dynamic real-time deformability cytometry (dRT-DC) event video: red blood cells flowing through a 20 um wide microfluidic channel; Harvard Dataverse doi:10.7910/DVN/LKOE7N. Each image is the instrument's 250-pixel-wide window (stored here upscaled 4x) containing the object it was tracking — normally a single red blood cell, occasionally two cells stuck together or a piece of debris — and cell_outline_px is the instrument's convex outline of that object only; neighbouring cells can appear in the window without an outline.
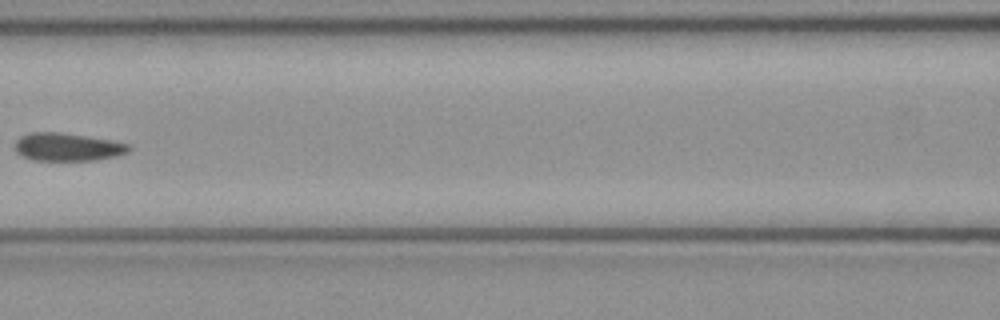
{"species": "common noctule bat (a hibernating species)", "species_latin": "Nyctalus noctula", "temperature_condition": "cold", "stored_images_in_passage": 5, "camera_frame_rate_fps": 3000, "um_per_image_px": 0.085, "animal": {"sex": "female", "body_mass_g": 21.9}, "frame": {"image": 1, "passage_image": 5, "time_ms": 1.333, "image_size_px": [1000, 320], "cell_outline_px": [[132, 148], [128, 152], [116, 156], [96, 160], [32, 160], [16, 152], [16, 140], [20, 136], [32, 132], [60, 132], [112, 140], [128, 144]], "centroid_in_image_um": [5.75, 12.49], "position_along_channel_um": 160.8, "area_um2": 18.5}}